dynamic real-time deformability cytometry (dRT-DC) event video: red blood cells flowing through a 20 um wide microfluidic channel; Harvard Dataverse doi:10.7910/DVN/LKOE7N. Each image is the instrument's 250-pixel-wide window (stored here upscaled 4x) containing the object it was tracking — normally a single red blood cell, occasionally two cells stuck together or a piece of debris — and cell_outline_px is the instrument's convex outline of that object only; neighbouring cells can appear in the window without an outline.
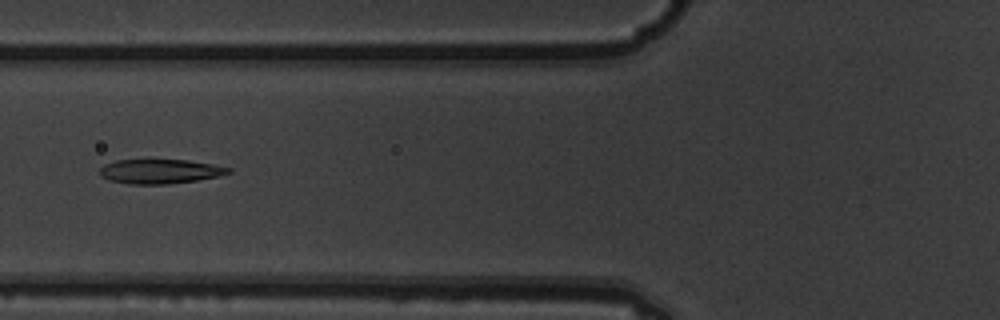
{"species": "common noctule bat (a hibernating species)", "species_latin": "Nyctalus noctula", "temperature_condition": "warm", "stored_images_in_passage": 7, "camera_frame_rate_fps": 3000, "um_per_image_px": 0.085, "animal": {"sex": "male", "body_mass_g": 19.5, "forearm_length_mm": 54.6}, "frame": {"image": 1, "passage_image": 7, "time_ms": 2.0, "image_size_px": [1000, 320], "cell_outline_px": [[232, 172], [216, 176], [196, 180], [168, 184], [128, 184], [108, 180], [100, 176], [100, 168], [104, 164], [116, 160], [152, 156], [188, 160], [212, 164], [232, 168]], "centroid_in_image_um": [13.53, 14.51], "position_along_channel_um": 112.3, "area_um2": 19.31}}